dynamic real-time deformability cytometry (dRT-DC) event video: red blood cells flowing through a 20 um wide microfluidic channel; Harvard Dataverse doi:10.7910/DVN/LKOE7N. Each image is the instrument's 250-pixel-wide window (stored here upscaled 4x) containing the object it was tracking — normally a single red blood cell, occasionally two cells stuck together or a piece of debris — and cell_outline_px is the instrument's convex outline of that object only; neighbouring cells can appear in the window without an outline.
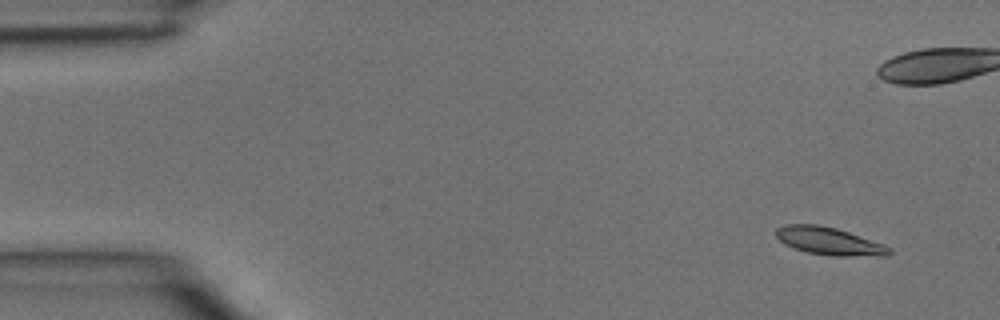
{"species": "common noctule bat (a hibernating species)", "species_latin": "Nyctalus noctula", "temperature_condition": "room temperature", "stored_images_in_passage": 4, "camera_frame_rate_fps": 3000, "um_per_image_px": 0.085, "animal": {"sex": "male", "body_mass_g": 15.6}, "frame": {"image": 1, "passage_image": 1, "time_ms": 0.0, "image_size_px": [1000, 320], "cell_outline_px": [[892, 252], [888, 256], [832, 256], [808, 252], [784, 244], [776, 236], [776, 228], [784, 224], [816, 224], [836, 228], [884, 244], [892, 248]], "centroid_in_image_um": [70.5, 20.5], "position_along_channel_um": 14.5, "area_um2": 18.26}}